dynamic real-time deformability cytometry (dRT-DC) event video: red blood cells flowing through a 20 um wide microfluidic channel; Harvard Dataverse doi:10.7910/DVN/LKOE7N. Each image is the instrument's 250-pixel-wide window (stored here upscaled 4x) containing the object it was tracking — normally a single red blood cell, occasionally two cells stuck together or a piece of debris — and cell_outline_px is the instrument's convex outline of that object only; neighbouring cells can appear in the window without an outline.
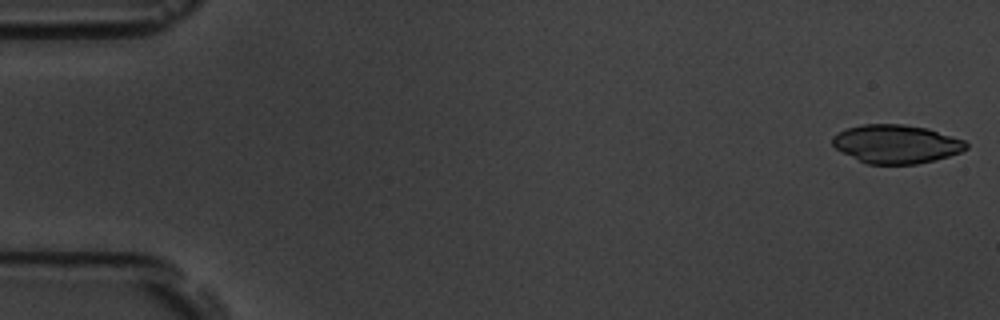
{"species": "common noctule bat (a hibernating species)", "species_latin": "Nyctalus noctula", "temperature_condition": "room temperature", "stored_images_in_passage": 6, "camera_frame_rate_fps": 3000, "um_per_image_px": 0.085, "animal": {"sex": "male", "body_mass_g": 19.5, "forearm_length_mm": 54.6}, "frame": {"image": 1, "passage_image": 1, "time_ms": 0.0, "image_size_px": [1000, 320], "cell_outline_px": [[968, 148], [960, 152], [936, 160], [916, 164], [868, 164], [836, 148], [832, 144], [832, 136], [848, 128], [860, 124], [904, 124], [928, 128], [964, 140], [968, 144]], "centroid_in_image_um": [76.21, 12.23], "position_along_channel_um": 8.8, "area_um2": 29.88}}